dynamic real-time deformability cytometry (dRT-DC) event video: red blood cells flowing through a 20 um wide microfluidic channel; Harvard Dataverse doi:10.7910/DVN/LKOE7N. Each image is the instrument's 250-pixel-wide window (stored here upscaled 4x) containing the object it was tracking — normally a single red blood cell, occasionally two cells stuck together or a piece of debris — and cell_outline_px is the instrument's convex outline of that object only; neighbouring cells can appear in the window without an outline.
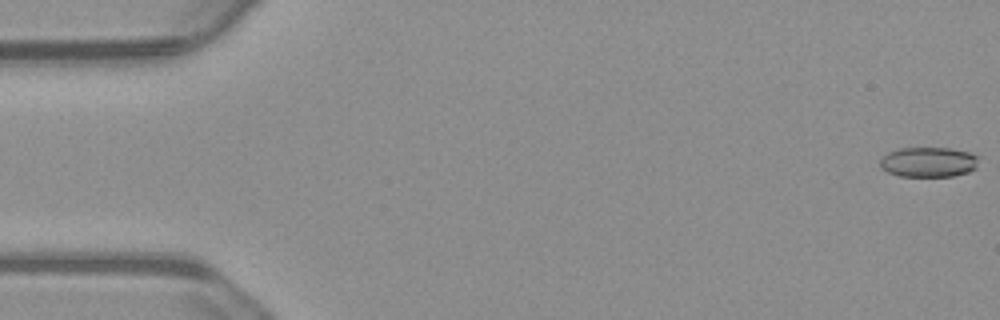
{"species": "common noctule bat (a hibernating species)", "species_latin": "Nyctalus noctula", "temperature_condition": "warm", "stored_images_in_passage": 56, "camera_frame_rate_fps": 3000, "um_per_image_px": 0.085, "animal": {"sex": "male", "body_mass_g": 23.1, "forearm_length_mm": 52.7}, "frame": {"image": 1, "passage_image": 1, "time_ms": 0.0, "image_size_px": [1000, 320], "cell_outline_px": [[980, 156], [976, 168], [968, 172], [952, 176], [900, 176], [888, 172], [880, 168], [880, 160], [888, 152], [896, 148], [948, 148], [968, 152]], "centroid_in_image_um": [78.93, 13.77], "position_along_channel_um": 6.1, "area_um2": 17.34}}
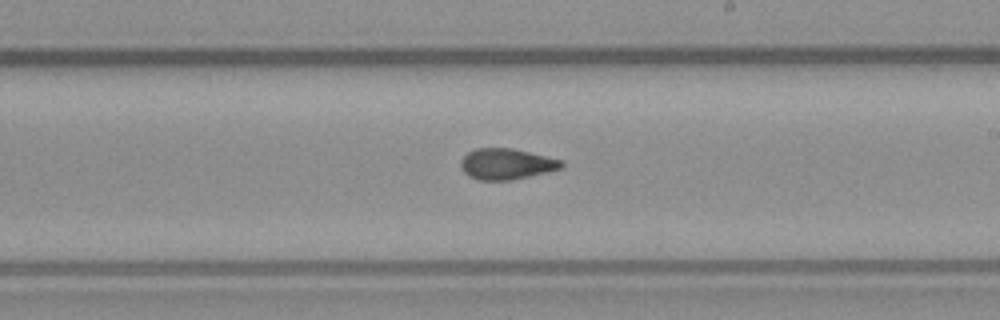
{"frame": {"image": 2, "passage_image": 32, "time_ms": 10.333, "image_size_px": [1000, 320], "cell_outline_px": [[564, 164], [560, 168], [512, 180], [476, 180], [468, 176], [460, 168], [460, 160], [468, 152], [476, 148], [512, 148], [560, 160]], "centroid_in_image_um": [42.95, 13.94], "position_along_channel_um": 246.0, "area_um2": 17.92}}
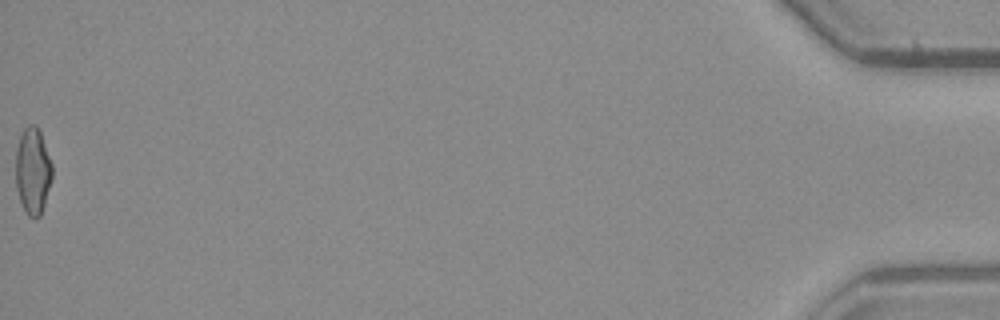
{"frame": {"image": 3, "passage_image": 56, "time_ms": 18.333, "image_size_px": [1000, 320], "cell_outline_px": [[52, 176], [44, 204], [40, 216], [36, 220], [28, 216], [20, 200], [16, 188], [16, 148], [20, 136], [24, 128], [28, 124], [36, 124], [40, 132], [52, 164]], "centroid_in_image_um": [2.78, 14.52], "position_along_channel_um": 432.4, "area_um2": 18.32}, "authors_computed_cell_mechanics": {"area_um2": 18.3226, "velocity_mm_per_s": 3.7384, "shape_relaxation_time_tau1_ms": null, "shape_relaxation_time_tau2_ms": 2.1046, "deformation_change_tau1": null, "deformation_change_tau2": 0.0916}}